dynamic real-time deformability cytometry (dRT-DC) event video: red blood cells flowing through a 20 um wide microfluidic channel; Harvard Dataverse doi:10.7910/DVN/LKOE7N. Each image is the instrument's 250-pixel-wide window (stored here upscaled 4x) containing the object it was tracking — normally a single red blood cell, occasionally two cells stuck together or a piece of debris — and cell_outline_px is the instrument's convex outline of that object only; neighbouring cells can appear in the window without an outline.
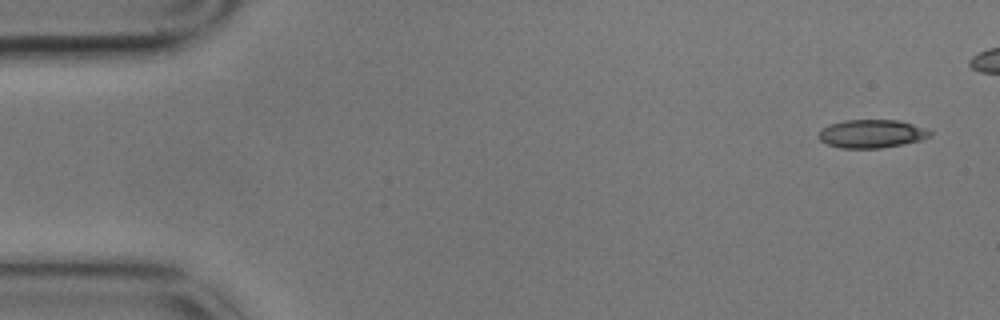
{"species": "common noctule bat (a hibernating species)", "species_latin": "Nyctalus noctula", "temperature_condition": "cold", "stored_images_in_passage": 9, "camera_frame_rate_fps": 3000, "um_per_image_px": 0.085, "animal": {"sex": "male", "body_mass_g": 17.9}, "frame": {"image": 1, "passage_image": 1, "time_ms": 0.0, "image_size_px": [1000, 320], "cell_outline_px": [[932, 136], [920, 140], [880, 148], [840, 148], [828, 144], [820, 140], [816, 136], [820, 128], [844, 120], [896, 120], [912, 124], [924, 128], [932, 132]], "centroid_in_image_um": [74.04, 11.37], "position_along_channel_um": 11.0, "area_um2": 18.26}}